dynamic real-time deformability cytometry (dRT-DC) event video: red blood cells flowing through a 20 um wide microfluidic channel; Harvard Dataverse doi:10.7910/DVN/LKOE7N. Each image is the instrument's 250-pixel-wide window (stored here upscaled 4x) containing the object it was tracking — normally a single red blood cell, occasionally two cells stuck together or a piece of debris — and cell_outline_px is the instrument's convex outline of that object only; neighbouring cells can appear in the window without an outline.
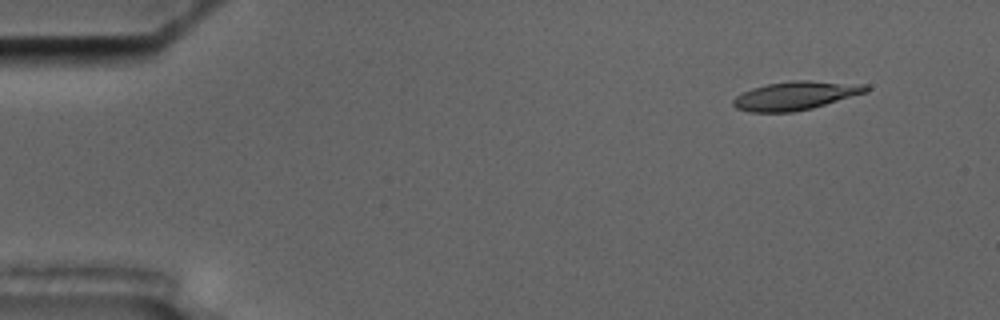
{"species": "common noctule bat (a hibernating species)", "species_latin": "Nyctalus noctula", "temperature_condition": "cold", "stored_images_in_passage": 4, "camera_frame_rate_fps": 3000, "um_per_image_px": 0.085, "animal": {"sex": "male", "body_mass_g": 17.5, "forearm_length_mm": 52.3}, "frame": {"image": 1, "passage_image": 2, "time_ms": 1.0, "image_size_px": [1000, 320], "cell_outline_px": [[872, 88], [868, 92], [812, 108], [792, 112], [748, 112], [736, 108], [732, 104], [732, 100], [736, 96], [752, 88], [768, 84], [792, 80], [808, 80], [868, 84]], "centroid_in_image_um": [67.67, 8.12], "position_along_channel_um": 17.3, "area_um2": 22.25}}